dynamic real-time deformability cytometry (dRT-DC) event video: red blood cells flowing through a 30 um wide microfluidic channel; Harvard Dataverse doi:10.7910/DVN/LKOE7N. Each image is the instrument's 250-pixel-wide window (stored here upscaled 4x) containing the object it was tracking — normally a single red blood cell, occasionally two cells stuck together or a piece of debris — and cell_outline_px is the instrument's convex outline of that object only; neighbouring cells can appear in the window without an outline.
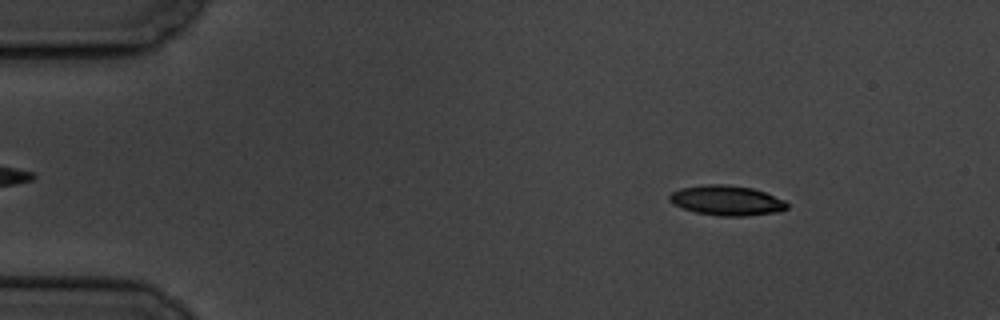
{"species": "common noctule bat (a hibernating species)", "species_latin": "Nyctalus noctula", "temperature_condition": "cold", "stored_images_in_passage": 5, "camera_frame_rate_fps": 3000, "um_per_image_px": 0.085, "animal": {"sex": "male", "body_mass_g": 19.5, "forearm_length_mm": 54.6}, "frame": {"image": 1, "passage_image": 2, "time_ms": 1.333, "image_size_px": [1000, 320], "cell_outline_px": [[788, 208], [776, 212], [748, 216], [720, 216], [696, 212], [672, 204], [668, 200], [668, 196], [672, 192], [680, 188], [704, 184], [724, 184], [752, 188], [764, 192], [784, 200], [788, 204]], "centroid_in_image_um": [61.74, 17.03], "position_along_channel_um": 23.3, "area_um2": 20.52}}
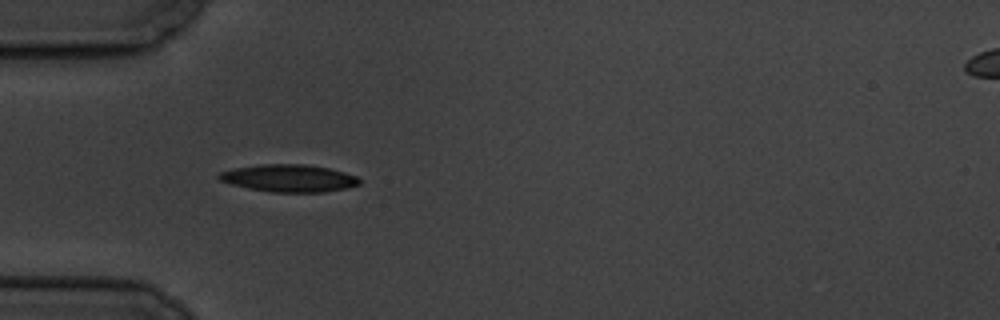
{"frame": {"image": 2, "passage_image": 5, "time_ms": 4.667, "image_size_px": [1000, 320], "cell_outline_px": [[360, 184], [348, 188], [324, 192], [272, 192], [248, 188], [232, 184], [220, 180], [216, 176], [220, 172], [232, 168], [260, 164], [304, 164], [328, 168], [344, 172], [356, 176], [360, 180]], "centroid_in_image_um": [24.55, 15.14], "position_along_channel_um": 60.4, "area_um2": 22.43}}